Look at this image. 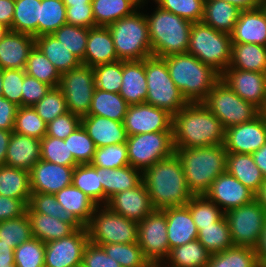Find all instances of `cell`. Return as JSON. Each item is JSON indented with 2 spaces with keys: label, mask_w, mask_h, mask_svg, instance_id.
<instances>
[{
  "label": "cell",
  "mask_w": 266,
  "mask_h": 267,
  "mask_svg": "<svg viewBox=\"0 0 266 267\" xmlns=\"http://www.w3.org/2000/svg\"><path fill=\"white\" fill-rule=\"evenodd\" d=\"M225 128L203 103H188L173 116L174 148L223 145Z\"/></svg>",
  "instance_id": "6da1fadb"
},
{
  "label": "cell",
  "mask_w": 266,
  "mask_h": 267,
  "mask_svg": "<svg viewBox=\"0 0 266 267\" xmlns=\"http://www.w3.org/2000/svg\"><path fill=\"white\" fill-rule=\"evenodd\" d=\"M142 181L155 210L186 205L194 196L187 185L182 163L175 153L145 169Z\"/></svg>",
  "instance_id": "7a4b0ae2"
},
{
  "label": "cell",
  "mask_w": 266,
  "mask_h": 267,
  "mask_svg": "<svg viewBox=\"0 0 266 267\" xmlns=\"http://www.w3.org/2000/svg\"><path fill=\"white\" fill-rule=\"evenodd\" d=\"M175 86L188 103H202L221 74L188 53L164 57Z\"/></svg>",
  "instance_id": "3957f363"
},
{
  "label": "cell",
  "mask_w": 266,
  "mask_h": 267,
  "mask_svg": "<svg viewBox=\"0 0 266 267\" xmlns=\"http://www.w3.org/2000/svg\"><path fill=\"white\" fill-rule=\"evenodd\" d=\"M174 149L193 195H204L213 181L226 172L227 151L224 145Z\"/></svg>",
  "instance_id": "277c9868"
},
{
  "label": "cell",
  "mask_w": 266,
  "mask_h": 267,
  "mask_svg": "<svg viewBox=\"0 0 266 267\" xmlns=\"http://www.w3.org/2000/svg\"><path fill=\"white\" fill-rule=\"evenodd\" d=\"M152 55L164 58L187 53L192 22L157 6L146 15Z\"/></svg>",
  "instance_id": "5b68a950"
},
{
  "label": "cell",
  "mask_w": 266,
  "mask_h": 267,
  "mask_svg": "<svg viewBox=\"0 0 266 267\" xmlns=\"http://www.w3.org/2000/svg\"><path fill=\"white\" fill-rule=\"evenodd\" d=\"M108 29L118 60L141 61L152 56L146 14L140 13V10L117 20Z\"/></svg>",
  "instance_id": "8992f818"
},
{
  "label": "cell",
  "mask_w": 266,
  "mask_h": 267,
  "mask_svg": "<svg viewBox=\"0 0 266 267\" xmlns=\"http://www.w3.org/2000/svg\"><path fill=\"white\" fill-rule=\"evenodd\" d=\"M231 35L196 22L192 24L188 54L194 55L202 63L213 67L222 74L231 62Z\"/></svg>",
  "instance_id": "52a82bcc"
},
{
  "label": "cell",
  "mask_w": 266,
  "mask_h": 267,
  "mask_svg": "<svg viewBox=\"0 0 266 267\" xmlns=\"http://www.w3.org/2000/svg\"><path fill=\"white\" fill-rule=\"evenodd\" d=\"M147 97L145 103L165 110L174 116L188 102L170 77L164 58L150 56L145 59Z\"/></svg>",
  "instance_id": "ba28073f"
},
{
  "label": "cell",
  "mask_w": 266,
  "mask_h": 267,
  "mask_svg": "<svg viewBox=\"0 0 266 267\" xmlns=\"http://www.w3.org/2000/svg\"><path fill=\"white\" fill-rule=\"evenodd\" d=\"M86 228L89 242L98 246L137 243L138 222L112 212L106 205L95 208Z\"/></svg>",
  "instance_id": "9c48e42d"
},
{
  "label": "cell",
  "mask_w": 266,
  "mask_h": 267,
  "mask_svg": "<svg viewBox=\"0 0 266 267\" xmlns=\"http://www.w3.org/2000/svg\"><path fill=\"white\" fill-rule=\"evenodd\" d=\"M202 103L220 120L225 129L249 122L261 113L254 105L238 96L221 79L213 86Z\"/></svg>",
  "instance_id": "30bf717a"
},
{
  "label": "cell",
  "mask_w": 266,
  "mask_h": 267,
  "mask_svg": "<svg viewBox=\"0 0 266 267\" xmlns=\"http://www.w3.org/2000/svg\"><path fill=\"white\" fill-rule=\"evenodd\" d=\"M129 165L142 172L175 153L172 131L127 136Z\"/></svg>",
  "instance_id": "8fae6325"
},
{
  "label": "cell",
  "mask_w": 266,
  "mask_h": 267,
  "mask_svg": "<svg viewBox=\"0 0 266 267\" xmlns=\"http://www.w3.org/2000/svg\"><path fill=\"white\" fill-rule=\"evenodd\" d=\"M234 246L255 249L266 223V212L254 199L225 213Z\"/></svg>",
  "instance_id": "7c38bea8"
},
{
  "label": "cell",
  "mask_w": 266,
  "mask_h": 267,
  "mask_svg": "<svg viewBox=\"0 0 266 267\" xmlns=\"http://www.w3.org/2000/svg\"><path fill=\"white\" fill-rule=\"evenodd\" d=\"M58 87L63 93L69 112L80 117L88 114L96 88L92 67L81 64L62 73Z\"/></svg>",
  "instance_id": "4fadbf2b"
},
{
  "label": "cell",
  "mask_w": 266,
  "mask_h": 267,
  "mask_svg": "<svg viewBox=\"0 0 266 267\" xmlns=\"http://www.w3.org/2000/svg\"><path fill=\"white\" fill-rule=\"evenodd\" d=\"M137 243L151 264L166 262L170 253L164 210H153L138 223Z\"/></svg>",
  "instance_id": "5bb4252c"
},
{
  "label": "cell",
  "mask_w": 266,
  "mask_h": 267,
  "mask_svg": "<svg viewBox=\"0 0 266 267\" xmlns=\"http://www.w3.org/2000/svg\"><path fill=\"white\" fill-rule=\"evenodd\" d=\"M88 243V231L84 226L68 237L45 243V267H81Z\"/></svg>",
  "instance_id": "9a60e30c"
},
{
  "label": "cell",
  "mask_w": 266,
  "mask_h": 267,
  "mask_svg": "<svg viewBox=\"0 0 266 267\" xmlns=\"http://www.w3.org/2000/svg\"><path fill=\"white\" fill-rule=\"evenodd\" d=\"M266 143V117L260 113L249 122L225 130L224 148L227 153L253 154Z\"/></svg>",
  "instance_id": "2e32d148"
},
{
  "label": "cell",
  "mask_w": 266,
  "mask_h": 267,
  "mask_svg": "<svg viewBox=\"0 0 266 267\" xmlns=\"http://www.w3.org/2000/svg\"><path fill=\"white\" fill-rule=\"evenodd\" d=\"M173 116L147 103L129 105L123 125L127 136L172 131Z\"/></svg>",
  "instance_id": "e0dca14e"
},
{
  "label": "cell",
  "mask_w": 266,
  "mask_h": 267,
  "mask_svg": "<svg viewBox=\"0 0 266 267\" xmlns=\"http://www.w3.org/2000/svg\"><path fill=\"white\" fill-rule=\"evenodd\" d=\"M221 80L260 111L266 106V73L227 68Z\"/></svg>",
  "instance_id": "ac0fdd59"
},
{
  "label": "cell",
  "mask_w": 266,
  "mask_h": 267,
  "mask_svg": "<svg viewBox=\"0 0 266 267\" xmlns=\"http://www.w3.org/2000/svg\"><path fill=\"white\" fill-rule=\"evenodd\" d=\"M204 195L217 204L224 213L255 199V194L227 171L213 181Z\"/></svg>",
  "instance_id": "d6986e66"
},
{
  "label": "cell",
  "mask_w": 266,
  "mask_h": 267,
  "mask_svg": "<svg viewBox=\"0 0 266 267\" xmlns=\"http://www.w3.org/2000/svg\"><path fill=\"white\" fill-rule=\"evenodd\" d=\"M74 167L40 159L29 171L31 193L56 194L71 185Z\"/></svg>",
  "instance_id": "ffe728a7"
},
{
  "label": "cell",
  "mask_w": 266,
  "mask_h": 267,
  "mask_svg": "<svg viewBox=\"0 0 266 267\" xmlns=\"http://www.w3.org/2000/svg\"><path fill=\"white\" fill-rule=\"evenodd\" d=\"M106 206L112 212L138 223L154 210L148 190L143 181L132 189L119 192L112 196Z\"/></svg>",
  "instance_id": "44dd1931"
},
{
  "label": "cell",
  "mask_w": 266,
  "mask_h": 267,
  "mask_svg": "<svg viewBox=\"0 0 266 267\" xmlns=\"http://www.w3.org/2000/svg\"><path fill=\"white\" fill-rule=\"evenodd\" d=\"M35 46L31 35L9 31L0 40V68L25 69L27 59Z\"/></svg>",
  "instance_id": "7402d4cb"
},
{
  "label": "cell",
  "mask_w": 266,
  "mask_h": 267,
  "mask_svg": "<svg viewBox=\"0 0 266 267\" xmlns=\"http://www.w3.org/2000/svg\"><path fill=\"white\" fill-rule=\"evenodd\" d=\"M232 43H252L266 46V13L262 7L240 11L232 31Z\"/></svg>",
  "instance_id": "603a6c76"
},
{
  "label": "cell",
  "mask_w": 266,
  "mask_h": 267,
  "mask_svg": "<svg viewBox=\"0 0 266 267\" xmlns=\"http://www.w3.org/2000/svg\"><path fill=\"white\" fill-rule=\"evenodd\" d=\"M81 125L97 148L127 141L123 122L102 116L85 115L81 117Z\"/></svg>",
  "instance_id": "cb8c5ba5"
},
{
  "label": "cell",
  "mask_w": 266,
  "mask_h": 267,
  "mask_svg": "<svg viewBox=\"0 0 266 267\" xmlns=\"http://www.w3.org/2000/svg\"><path fill=\"white\" fill-rule=\"evenodd\" d=\"M170 250L198 239V230L187 205L164 209Z\"/></svg>",
  "instance_id": "d4e9b609"
},
{
  "label": "cell",
  "mask_w": 266,
  "mask_h": 267,
  "mask_svg": "<svg viewBox=\"0 0 266 267\" xmlns=\"http://www.w3.org/2000/svg\"><path fill=\"white\" fill-rule=\"evenodd\" d=\"M41 140L12 132L9 140L5 165L30 171L41 159Z\"/></svg>",
  "instance_id": "484cf974"
},
{
  "label": "cell",
  "mask_w": 266,
  "mask_h": 267,
  "mask_svg": "<svg viewBox=\"0 0 266 267\" xmlns=\"http://www.w3.org/2000/svg\"><path fill=\"white\" fill-rule=\"evenodd\" d=\"M115 61H118V57L108 27L95 26L89 28L87 47L82 64L93 68L100 64Z\"/></svg>",
  "instance_id": "4316f807"
},
{
  "label": "cell",
  "mask_w": 266,
  "mask_h": 267,
  "mask_svg": "<svg viewBox=\"0 0 266 267\" xmlns=\"http://www.w3.org/2000/svg\"><path fill=\"white\" fill-rule=\"evenodd\" d=\"M119 94L129 105L145 103L147 97L145 59L123 61L122 84Z\"/></svg>",
  "instance_id": "83f0119b"
},
{
  "label": "cell",
  "mask_w": 266,
  "mask_h": 267,
  "mask_svg": "<svg viewBox=\"0 0 266 267\" xmlns=\"http://www.w3.org/2000/svg\"><path fill=\"white\" fill-rule=\"evenodd\" d=\"M26 213L31 222L32 236L44 243L68 237L82 227L79 223H66L58 218L34 212L29 206Z\"/></svg>",
  "instance_id": "f1b7e54d"
},
{
  "label": "cell",
  "mask_w": 266,
  "mask_h": 267,
  "mask_svg": "<svg viewBox=\"0 0 266 267\" xmlns=\"http://www.w3.org/2000/svg\"><path fill=\"white\" fill-rule=\"evenodd\" d=\"M100 182L103 186V205L115 194L132 189L142 182V171L130 165L122 168L100 167Z\"/></svg>",
  "instance_id": "f546056e"
},
{
  "label": "cell",
  "mask_w": 266,
  "mask_h": 267,
  "mask_svg": "<svg viewBox=\"0 0 266 267\" xmlns=\"http://www.w3.org/2000/svg\"><path fill=\"white\" fill-rule=\"evenodd\" d=\"M57 201L72 217L86 227L98 206L88 195L73 184L64 187L55 194Z\"/></svg>",
  "instance_id": "4dcf8cb0"
},
{
  "label": "cell",
  "mask_w": 266,
  "mask_h": 267,
  "mask_svg": "<svg viewBox=\"0 0 266 267\" xmlns=\"http://www.w3.org/2000/svg\"><path fill=\"white\" fill-rule=\"evenodd\" d=\"M226 171L256 194L264 182L252 154L227 153Z\"/></svg>",
  "instance_id": "1f68e13d"
},
{
  "label": "cell",
  "mask_w": 266,
  "mask_h": 267,
  "mask_svg": "<svg viewBox=\"0 0 266 267\" xmlns=\"http://www.w3.org/2000/svg\"><path fill=\"white\" fill-rule=\"evenodd\" d=\"M240 11L233 4L223 0H205L201 22L217 31L231 34Z\"/></svg>",
  "instance_id": "d6a6232c"
},
{
  "label": "cell",
  "mask_w": 266,
  "mask_h": 267,
  "mask_svg": "<svg viewBox=\"0 0 266 267\" xmlns=\"http://www.w3.org/2000/svg\"><path fill=\"white\" fill-rule=\"evenodd\" d=\"M35 45L43 52L60 74L73 70L82 64L53 34L36 37Z\"/></svg>",
  "instance_id": "836d02e7"
},
{
  "label": "cell",
  "mask_w": 266,
  "mask_h": 267,
  "mask_svg": "<svg viewBox=\"0 0 266 267\" xmlns=\"http://www.w3.org/2000/svg\"><path fill=\"white\" fill-rule=\"evenodd\" d=\"M228 68L266 73V46L252 43H232Z\"/></svg>",
  "instance_id": "e575fe53"
},
{
  "label": "cell",
  "mask_w": 266,
  "mask_h": 267,
  "mask_svg": "<svg viewBox=\"0 0 266 267\" xmlns=\"http://www.w3.org/2000/svg\"><path fill=\"white\" fill-rule=\"evenodd\" d=\"M0 195L20 199L28 206L31 196L29 172L2 165L0 167Z\"/></svg>",
  "instance_id": "d590c367"
},
{
  "label": "cell",
  "mask_w": 266,
  "mask_h": 267,
  "mask_svg": "<svg viewBox=\"0 0 266 267\" xmlns=\"http://www.w3.org/2000/svg\"><path fill=\"white\" fill-rule=\"evenodd\" d=\"M95 26L108 27L141 7L134 0H92Z\"/></svg>",
  "instance_id": "8d00e7d4"
},
{
  "label": "cell",
  "mask_w": 266,
  "mask_h": 267,
  "mask_svg": "<svg viewBox=\"0 0 266 267\" xmlns=\"http://www.w3.org/2000/svg\"><path fill=\"white\" fill-rule=\"evenodd\" d=\"M41 0H15L12 31L40 36Z\"/></svg>",
  "instance_id": "74e56055"
},
{
  "label": "cell",
  "mask_w": 266,
  "mask_h": 267,
  "mask_svg": "<svg viewBox=\"0 0 266 267\" xmlns=\"http://www.w3.org/2000/svg\"><path fill=\"white\" fill-rule=\"evenodd\" d=\"M129 104L119 93L106 92L95 88L87 115L102 116L123 122Z\"/></svg>",
  "instance_id": "f35d334b"
},
{
  "label": "cell",
  "mask_w": 266,
  "mask_h": 267,
  "mask_svg": "<svg viewBox=\"0 0 266 267\" xmlns=\"http://www.w3.org/2000/svg\"><path fill=\"white\" fill-rule=\"evenodd\" d=\"M210 256L206 248L195 239L171 249L164 263L169 267H207Z\"/></svg>",
  "instance_id": "ab89813d"
},
{
  "label": "cell",
  "mask_w": 266,
  "mask_h": 267,
  "mask_svg": "<svg viewBox=\"0 0 266 267\" xmlns=\"http://www.w3.org/2000/svg\"><path fill=\"white\" fill-rule=\"evenodd\" d=\"M72 184L88 195L98 206L103 204L100 167L91 164H78L74 167Z\"/></svg>",
  "instance_id": "60d3db41"
},
{
  "label": "cell",
  "mask_w": 266,
  "mask_h": 267,
  "mask_svg": "<svg viewBox=\"0 0 266 267\" xmlns=\"http://www.w3.org/2000/svg\"><path fill=\"white\" fill-rule=\"evenodd\" d=\"M211 254H217L234 246L225 215L217 222L198 231L197 239Z\"/></svg>",
  "instance_id": "b9f144b4"
},
{
  "label": "cell",
  "mask_w": 266,
  "mask_h": 267,
  "mask_svg": "<svg viewBox=\"0 0 266 267\" xmlns=\"http://www.w3.org/2000/svg\"><path fill=\"white\" fill-rule=\"evenodd\" d=\"M25 72L51 88L59 86L61 74L36 45L29 54Z\"/></svg>",
  "instance_id": "7bdbcfd3"
},
{
  "label": "cell",
  "mask_w": 266,
  "mask_h": 267,
  "mask_svg": "<svg viewBox=\"0 0 266 267\" xmlns=\"http://www.w3.org/2000/svg\"><path fill=\"white\" fill-rule=\"evenodd\" d=\"M207 267H259L255 249L232 246L210 256Z\"/></svg>",
  "instance_id": "ee69618b"
},
{
  "label": "cell",
  "mask_w": 266,
  "mask_h": 267,
  "mask_svg": "<svg viewBox=\"0 0 266 267\" xmlns=\"http://www.w3.org/2000/svg\"><path fill=\"white\" fill-rule=\"evenodd\" d=\"M186 205L198 231L203 227L211 226L225 215L220 207L205 195H194Z\"/></svg>",
  "instance_id": "f6af8a7d"
},
{
  "label": "cell",
  "mask_w": 266,
  "mask_h": 267,
  "mask_svg": "<svg viewBox=\"0 0 266 267\" xmlns=\"http://www.w3.org/2000/svg\"><path fill=\"white\" fill-rule=\"evenodd\" d=\"M106 254L121 267H151L138 243L102 244Z\"/></svg>",
  "instance_id": "bcb514c9"
},
{
  "label": "cell",
  "mask_w": 266,
  "mask_h": 267,
  "mask_svg": "<svg viewBox=\"0 0 266 267\" xmlns=\"http://www.w3.org/2000/svg\"><path fill=\"white\" fill-rule=\"evenodd\" d=\"M31 222L25 213L19 218L0 221V243L15 249L32 238Z\"/></svg>",
  "instance_id": "7dc6e473"
},
{
  "label": "cell",
  "mask_w": 266,
  "mask_h": 267,
  "mask_svg": "<svg viewBox=\"0 0 266 267\" xmlns=\"http://www.w3.org/2000/svg\"><path fill=\"white\" fill-rule=\"evenodd\" d=\"M45 121L32 106H19L13 132L41 140L46 135Z\"/></svg>",
  "instance_id": "c3c4849f"
},
{
  "label": "cell",
  "mask_w": 266,
  "mask_h": 267,
  "mask_svg": "<svg viewBox=\"0 0 266 267\" xmlns=\"http://www.w3.org/2000/svg\"><path fill=\"white\" fill-rule=\"evenodd\" d=\"M88 34L89 28L67 23L53 33L59 42L69 49L81 62L84 60Z\"/></svg>",
  "instance_id": "681fc988"
},
{
  "label": "cell",
  "mask_w": 266,
  "mask_h": 267,
  "mask_svg": "<svg viewBox=\"0 0 266 267\" xmlns=\"http://www.w3.org/2000/svg\"><path fill=\"white\" fill-rule=\"evenodd\" d=\"M40 36L53 34L67 23L66 6L63 0H41Z\"/></svg>",
  "instance_id": "f907efd6"
},
{
  "label": "cell",
  "mask_w": 266,
  "mask_h": 267,
  "mask_svg": "<svg viewBox=\"0 0 266 267\" xmlns=\"http://www.w3.org/2000/svg\"><path fill=\"white\" fill-rule=\"evenodd\" d=\"M41 159L63 166H77L72 152L69 151L68 141L45 135L40 144Z\"/></svg>",
  "instance_id": "816d5d0a"
},
{
  "label": "cell",
  "mask_w": 266,
  "mask_h": 267,
  "mask_svg": "<svg viewBox=\"0 0 266 267\" xmlns=\"http://www.w3.org/2000/svg\"><path fill=\"white\" fill-rule=\"evenodd\" d=\"M96 89L119 93L122 84L123 60L93 67Z\"/></svg>",
  "instance_id": "f5cc1de1"
},
{
  "label": "cell",
  "mask_w": 266,
  "mask_h": 267,
  "mask_svg": "<svg viewBox=\"0 0 266 267\" xmlns=\"http://www.w3.org/2000/svg\"><path fill=\"white\" fill-rule=\"evenodd\" d=\"M28 206L37 213L58 218L66 223H78L57 201L55 194L31 193Z\"/></svg>",
  "instance_id": "db71d44e"
},
{
  "label": "cell",
  "mask_w": 266,
  "mask_h": 267,
  "mask_svg": "<svg viewBox=\"0 0 266 267\" xmlns=\"http://www.w3.org/2000/svg\"><path fill=\"white\" fill-rule=\"evenodd\" d=\"M45 243L32 237L14 249L15 267H45Z\"/></svg>",
  "instance_id": "11a10c76"
},
{
  "label": "cell",
  "mask_w": 266,
  "mask_h": 267,
  "mask_svg": "<svg viewBox=\"0 0 266 267\" xmlns=\"http://www.w3.org/2000/svg\"><path fill=\"white\" fill-rule=\"evenodd\" d=\"M64 141L78 164H90L96 152V145L82 125H79Z\"/></svg>",
  "instance_id": "9f6ffc18"
},
{
  "label": "cell",
  "mask_w": 266,
  "mask_h": 267,
  "mask_svg": "<svg viewBox=\"0 0 266 267\" xmlns=\"http://www.w3.org/2000/svg\"><path fill=\"white\" fill-rule=\"evenodd\" d=\"M32 107L46 124L68 112L66 100L59 87L50 88L46 95Z\"/></svg>",
  "instance_id": "6f0895ef"
},
{
  "label": "cell",
  "mask_w": 266,
  "mask_h": 267,
  "mask_svg": "<svg viewBox=\"0 0 266 267\" xmlns=\"http://www.w3.org/2000/svg\"><path fill=\"white\" fill-rule=\"evenodd\" d=\"M90 164L111 169L129 165L126 142L97 148Z\"/></svg>",
  "instance_id": "680465c9"
},
{
  "label": "cell",
  "mask_w": 266,
  "mask_h": 267,
  "mask_svg": "<svg viewBox=\"0 0 266 267\" xmlns=\"http://www.w3.org/2000/svg\"><path fill=\"white\" fill-rule=\"evenodd\" d=\"M157 6L192 23L201 22L205 0H154Z\"/></svg>",
  "instance_id": "91938a15"
},
{
  "label": "cell",
  "mask_w": 266,
  "mask_h": 267,
  "mask_svg": "<svg viewBox=\"0 0 266 267\" xmlns=\"http://www.w3.org/2000/svg\"><path fill=\"white\" fill-rule=\"evenodd\" d=\"M25 69H3L2 96L17 106H22V84Z\"/></svg>",
  "instance_id": "94428289"
},
{
  "label": "cell",
  "mask_w": 266,
  "mask_h": 267,
  "mask_svg": "<svg viewBox=\"0 0 266 267\" xmlns=\"http://www.w3.org/2000/svg\"><path fill=\"white\" fill-rule=\"evenodd\" d=\"M79 125L81 117L68 111L47 124L46 135L65 140Z\"/></svg>",
  "instance_id": "6125c7cd"
},
{
  "label": "cell",
  "mask_w": 266,
  "mask_h": 267,
  "mask_svg": "<svg viewBox=\"0 0 266 267\" xmlns=\"http://www.w3.org/2000/svg\"><path fill=\"white\" fill-rule=\"evenodd\" d=\"M81 267H121L101 246L88 243L84 249Z\"/></svg>",
  "instance_id": "be15d7a7"
},
{
  "label": "cell",
  "mask_w": 266,
  "mask_h": 267,
  "mask_svg": "<svg viewBox=\"0 0 266 267\" xmlns=\"http://www.w3.org/2000/svg\"><path fill=\"white\" fill-rule=\"evenodd\" d=\"M22 106H34L50 90V86L25 74L22 84Z\"/></svg>",
  "instance_id": "e7e4bbea"
},
{
  "label": "cell",
  "mask_w": 266,
  "mask_h": 267,
  "mask_svg": "<svg viewBox=\"0 0 266 267\" xmlns=\"http://www.w3.org/2000/svg\"><path fill=\"white\" fill-rule=\"evenodd\" d=\"M67 24L85 28L95 27L92 6L66 7Z\"/></svg>",
  "instance_id": "03108f58"
},
{
  "label": "cell",
  "mask_w": 266,
  "mask_h": 267,
  "mask_svg": "<svg viewBox=\"0 0 266 267\" xmlns=\"http://www.w3.org/2000/svg\"><path fill=\"white\" fill-rule=\"evenodd\" d=\"M26 208L22 200L0 195V221L19 218L26 213Z\"/></svg>",
  "instance_id": "003e7915"
},
{
  "label": "cell",
  "mask_w": 266,
  "mask_h": 267,
  "mask_svg": "<svg viewBox=\"0 0 266 267\" xmlns=\"http://www.w3.org/2000/svg\"><path fill=\"white\" fill-rule=\"evenodd\" d=\"M17 106L3 96H0V129L13 131Z\"/></svg>",
  "instance_id": "a7ac6f4b"
},
{
  "label": "cell",
  "mask_w": 266,
  "mask_h": 267,
  "mask_svg": "<svg viewBox=\"0 0 266 267\" xmlns=\"http://www.w3.org/2000/svg\"><path fill=\"white\" fill-rule=\"evenodd\" d=\"M15 10V0H0V23L12 31V20Z\"/></svg>",
  "instance_id": "89a4df30"
},
{
  "label": "cell",
  "mask_w": 266,
  "mask_h": 267,
  "mask_svg": "<svg viewBox=\"0 0 266 267\" xmlns=\"http://www.w3.org/2000/svg\"><path fill=\"white\" fill-rule=\"evenodd\" d=\"M255 252L259 267H266V223L259 238V242L255 247Z\"/></svg>",
  "instance_id": "2644e50d"
},
{
  "label": "cell",
  "mask_w": 266,
  "mask_h": 267,
  "mask_svg": "<svg viewBox=\"0 0 266 267\" xmlns=\"http://www.w3.org/2000/svg\"><path fill=\"white\" fill-rule=\"evenodd\" d=\"M12 132L0 129V167L6 163V153Z\"/></svg>",
  "instance_id": "8c879c8a"
},
{
  "label": "cell",
  "mask_w": 266,
  "mask_h": 267,
  "mask_svg": "<svg viewBox=\"0 0 266 267\" xmlns=\"http://www.w3.org/2000/svg\"><path fill=\"white\" fill-rule=\"evenodd\" d=\"M252 156L263 177L266 178V143L255 151Z\"/></svg>",
  "instance_id": "753ad0ef"
},
{
  "label": "cell",
  "mask_w": 266,
  "mask_h": 267,
  "mask_svg": "<svg viewBox=\"0 0 266 267\" xmlns=\"http://www.w3.org/2000/svg\"><path fill=\"white\" fill-rule=\"evenodd\" d=\"M223 1L233 4L241 11L260 8L263 2V0H223Z\"/></svg>",
  "instance_id": "34e18365"
},
{
  "label": "cell",
  "mask_w": 266,
  "mask_h": 267,
  "mask_svg": "<svg viewBox=\"0 0 266 267\" xmlns=\"http://www.w3.org/2000/svg\"><path fill=\"white\" fill-rule=\"evenodd\" d=\"M255 200L261 205L266 212V178L258 192L255 194Z\"/></svg>",
  "instance_id": "11e5206c"
},
{
  "label": "cell",
  "mask_w": 266,
  "mask_h": 267,
  "mask_svg": "<svg viewBox=\"0 0 266 267\" xmlns=\"http://www.w3.org/2000/svg\"><path fill=\"white\" fill-rule=\"evenodd\" d=\"M0 260H14V249L8 244L0 243Z\"/></svg>",
  "instance_id": "2a66077c"
},
{
  "label": "cell",
  "mask_w": 266,
  "mask_h": 267,
  "mask_svg": "<svg viewBox=\"0 0 266 267\" xmlns=\"http://www.w3.org/2000/svg\"><path fill=\"white\" fill-rule=\"evenodd\" d=\"M92 0H63L66 7L73 6H92Z\"/></svg>",
  "instance_id": "b9fcfbb0"
},
{
  "label": "cell",
  "mask_w": 266,
  "mask_h": 267,
  "mask_svg": "<svg viewBox=\"0 0 266 267\" xmlns=\"http://www.w3.org/2000/svg\"><path fill=\"white\" fill-rule=\"evenodd\" d=\"M0 267H15L14 260H0Z\"/></svg>",
  "instance_id": "09005b40"
},
{
  "label": "cell",
  "mask_w": 266,
  "mask_h": 267,
  "mask_svg": "<svg viewBox=\"0 0 266 267\" xmlns=\"http://www.w3.org/2000/svg\"><path fill=\"white\" fill-rule=\"evenodd\" d=\"M9 28L0 23V40L3 39V37L6 35L7 32H9Z\"/></svg>",
  "instance_id": "979ff035"
},
{
  "label": "cell",
  "mask_w": 266,
  "mask_h": 267,
  "mask_svg": "<svg viewBox=\"0 0 266 267\" xmlns=\"http://www.w3.org/2000/svg\"><path fill=\"white\" fill-rule=\"evenodd\" d=\"M3 69L0 68V96H2Z\"/></svg>",
  "instance_id": "deb4b68c"
},
{
  "label": "cell",
  "mask_w": 266,
  "mask_h": 267,
  "mask_svg": "<svg viewBox=\"0 0 266 267\" xmlns=\"http://www.w3.org/2000/svg\"><path fill=\"white\" fill-rule=\"evenodd\" d=\"M163 265V266H162ZM151 267H169L168 265L166 266L165 263H157V264H153L151 265Z\"/></svg>",
  "instance_id": "67dfc351"
},
{
  "label": "cell",
  "mask_w": 266,
  "mask_h": 267,
  "mask_svg": "<svg viewBox=\"0 0 266 267\" xmlns=\"http://www.w3.org/2000/svg\"><path fill=\"white\" fill-rule=\"evenodd\" d=\"M140 7L143 6L142 4L145 5L146 0H134Z\"/></svg>",
  "instance_id": "b62a3aed"
},
{
  "label": "cell",
  "mask_w": 266,
  "mask_h": 267,
  "mask_svg": "<svg viewBox=\"0 0 266 267\" xmlns=\"http://www.w3.org/2000/svg\"><path fill=\"white\" fill-rule=\"evenodd\" d=\"M261 113L266 117V106H265L264 109L261 111Z\"/></svg>",
  "instance_id": "603ad722"
},
{
  "label": "cell",
  "mask_w": 266,
  "mask_h": 267,
  "mask_svg": "<svg viewBox=\"0 0 266 267\" xmlns=\"http://www.w3.org/2000/svg\"><path fill=\"white\" fill-rule=\"evenodd\" d=\"M261 7L263 8V10H264L265 13H266V4H261Z\"/></svg>",
  "instance_id": "5803f987"
}]
</instances>
